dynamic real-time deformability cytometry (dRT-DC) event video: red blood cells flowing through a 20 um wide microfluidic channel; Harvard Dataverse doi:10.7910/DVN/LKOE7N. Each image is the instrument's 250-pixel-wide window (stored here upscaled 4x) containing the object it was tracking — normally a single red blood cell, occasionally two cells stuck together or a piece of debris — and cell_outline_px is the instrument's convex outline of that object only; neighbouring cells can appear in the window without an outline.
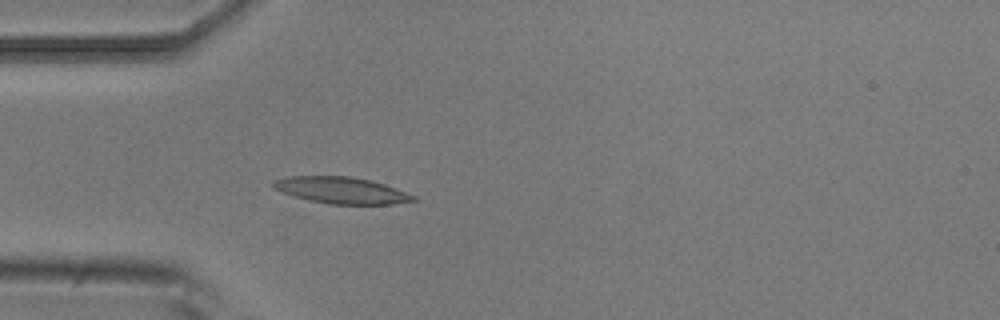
{"species": "common noctule bat (a hibernating species)", "species_latin": "Nyctalus noctula", "temperature_condition": "room temperature", "stored_images_in_passage": 4, "camera_frame_rate_fps": 3000, "um_per_image_px": 0.085, "animal": {"sex": "male", "body_mass_g": 20.5, "forearm_length_mm": 52.5}, "frame": {"image": 1, "passage_image": 4, "time_ms": 1.0, "image_size_px": [1000, 320], "cell_outline_px": [[416, 200], [392, 204], [328, 204], [308, 200], [272, 188], [272, 180], [288, 176], [348, 176], [372, 180], [384, 184], [416, 196]], "centroid_in_image_um": [29.0, 16.17], "position_along_channel_um": 56.0, "area_um2": 21.56}}